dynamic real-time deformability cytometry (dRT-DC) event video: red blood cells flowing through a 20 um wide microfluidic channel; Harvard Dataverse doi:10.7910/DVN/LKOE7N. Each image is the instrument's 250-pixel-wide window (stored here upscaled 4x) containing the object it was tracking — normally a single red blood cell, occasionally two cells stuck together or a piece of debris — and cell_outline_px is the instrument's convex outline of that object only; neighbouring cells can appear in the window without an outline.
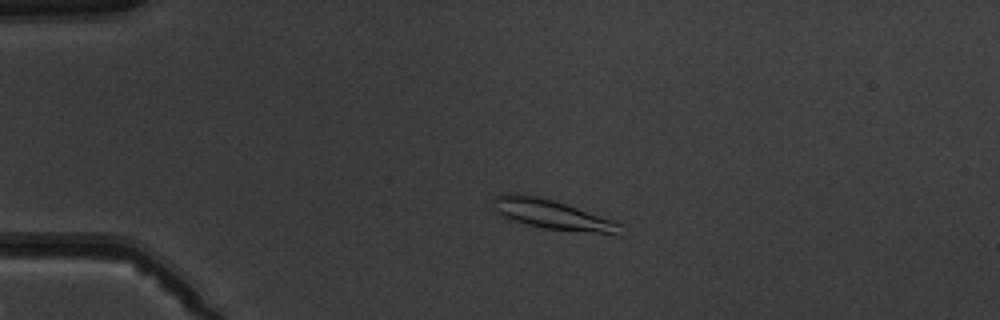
{"species": "common noctule bat (a hibernating species)", "species_latin": "Nyctalus noctula", "temperature_condition": "warm", "stored_images_in_passage": 4, "camera_frame_rate_fps": 3000, "um_per_image_px": 0.085, "animal": {"sex": "male", "body_mass_g": 19.5, "forearm_length_mm": 54.6}, "frame": {"image": 1, "passage_image": 3, "time_ms": 3.0, "image_size_px": [1000, 320], "cell_outline_px": [[620, 236], [616, 236], [544, 228], [512, 220], [500, 216], [492, 208], [492, 196], [504, 192], [524, 192], [556, 200], [612, 220], [620, 224]], "centroid_in_image_um": [46.86, 18.2], "position_along_channel_um": 38.1, "area_um2": 22.77}}